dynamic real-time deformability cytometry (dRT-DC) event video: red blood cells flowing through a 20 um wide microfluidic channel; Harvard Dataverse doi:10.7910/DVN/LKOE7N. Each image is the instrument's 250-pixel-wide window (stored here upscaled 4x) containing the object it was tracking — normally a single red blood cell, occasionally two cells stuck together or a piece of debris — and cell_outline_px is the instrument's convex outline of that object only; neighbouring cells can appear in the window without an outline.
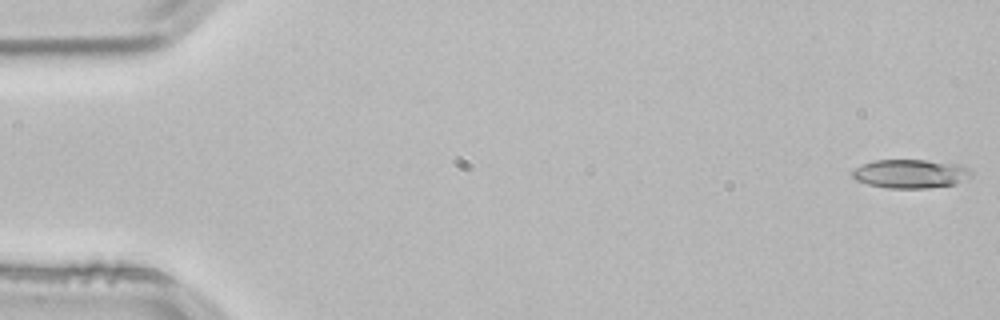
{"species": "common noctule bat (a hibernating species)", "species_latin": "Nyctalus noctula", "temperature_condition": "room temperature", "stored_images_in_passage": 53, "camera_frame_rate_fps": 3000, "um_per_image_px": 0.085, "animal": {"sex": "male", "body_mass_g": 21.5, "forearm_length_mm": 52.0}, "frame": {"image": 1, "passage_image": 1, "time_ms": 0.0, "image_size_px": [1000, 320], "cell_outline_px": [[972, 176], [956, 184], [924, 188], [888, 188], [868, 184], [856, 180], [852, 176], [852, 172], [856, 168], [872, 160], [924, 160], [964, 164], [972, 172]], "centroid_in_image_um": [77.44, 14.76], "position_along_channel_um": 7.6, "area_um2": 20.0}}
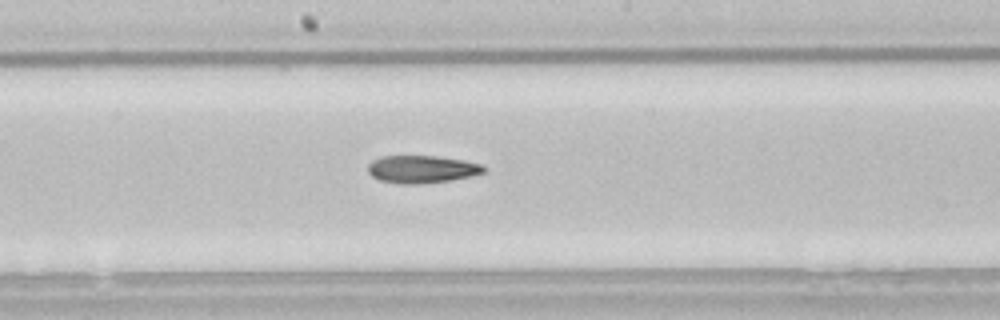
{"frame": {"image": 2, "passage_image": 28, "time_ms": 9.0, "image_size_px": [1000, 320], "cell_outline_px": [[484, 172], [452, 180], [424, 184], [400, 184], [380, 180], [372, 176], [368, 172], [368, 164], [372, 160], [380, 156], [436, 156], [464, 160], [480, 164], [484, 168]], "centroid_in_image_um": [35.8, 14.38], "position_along_channel_um": 212.4, "area_um2": 18.61}}
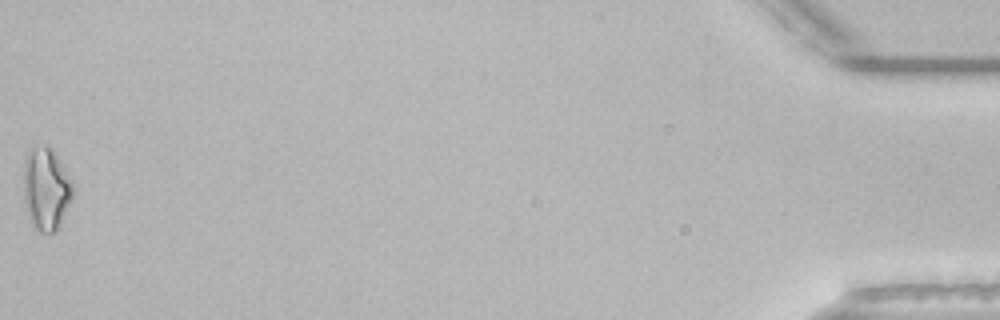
{"frame": {"image": 3, "passage_image": 53, "time_ms": 17.333, "image_size_px": [1000, 320], "cell_outline_px": [[76, 188], [56, 228], [52, 232], [36, 232], [32, 228], [28, 220], [24, 204], [24, 160], [28, 152], [32, 148], [44, 144], [48, 144], [52, 148], [72, 180]], "centroid_in_image_um": [3.89, 16.03], "position_along_channel_um": 431.3, "area_um2": 23.87}}